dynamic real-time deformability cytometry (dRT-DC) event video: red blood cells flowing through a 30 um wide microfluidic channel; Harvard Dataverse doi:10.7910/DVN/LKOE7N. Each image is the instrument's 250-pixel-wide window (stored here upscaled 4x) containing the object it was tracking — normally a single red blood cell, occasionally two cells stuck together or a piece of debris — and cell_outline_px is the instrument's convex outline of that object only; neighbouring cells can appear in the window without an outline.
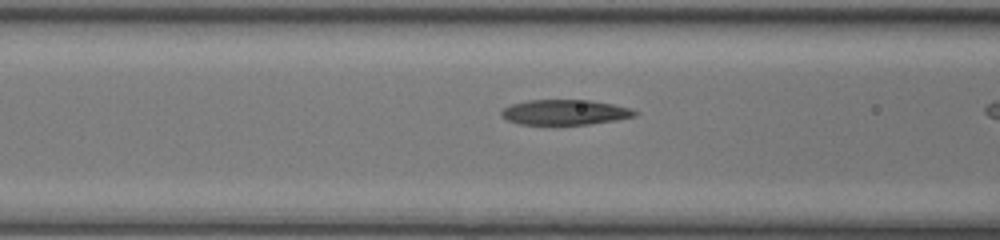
{"species": "common noctule bat (a hibernating species)", "species_latin": "Nyctalus noctula", "temperature_condition": "room temperature", "stored_images_in_passage": 18, "camera_frame_rate_fps": 3000, "um_per_image_px": 0.085, "animal": {"sex": "female", "body_mass_g": 17.0, "forearm_length_mm": 48.0}, "frame": {"image": 1, "passage_image": 16, "time_ms": 5.0, "image_size_px": [1000, 240], "cell_outline_px": [[640, 112], [636, 116], [616, 120], [588, 124], [520, 124], [508, 120], [500, 112], [504, 108], [512, 104], [528, 100], [588, 100], [612, 104], [628, 108]], "centroid_in_image_um": [48.04, 9.54], "position_along_channel_um": 118.6, "area_um2": 19.31}}